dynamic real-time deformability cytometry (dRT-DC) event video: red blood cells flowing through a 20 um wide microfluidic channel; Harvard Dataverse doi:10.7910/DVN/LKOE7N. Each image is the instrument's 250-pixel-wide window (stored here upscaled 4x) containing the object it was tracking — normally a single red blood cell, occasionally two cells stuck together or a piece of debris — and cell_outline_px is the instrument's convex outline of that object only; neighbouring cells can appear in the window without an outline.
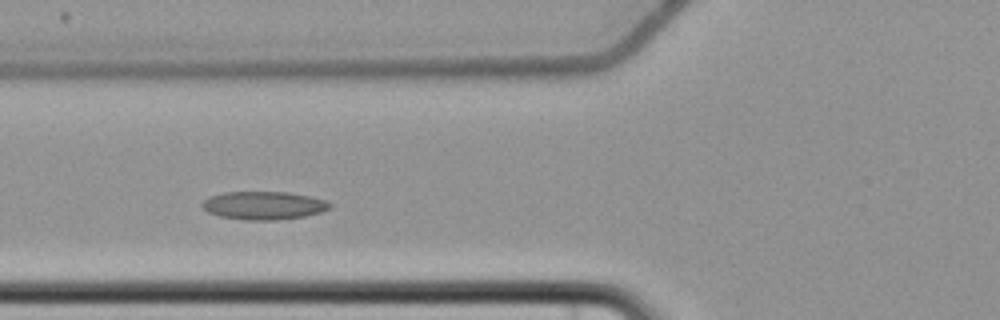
{"species": "common noctule bat (a hibernating species)", "species_latin": "Nyctalus noctula", "temperature_condition": "cold", "stored_images_in_passage": 5, "camera_frame_rate_fps": 3000, "um_per_image_px": 0.085, "animal": {"sex": "female", "body_mass_g": 22.7, "forearm_length_mm": 54.2}, "frame": {"image": 1, "passage_image": 3, "time_ms": 2.333, "image_size_px": [1000, 320], "cell_outline_px": [[332, 208], [320, 212], [304, 216], [276, 220], [248, 220], [220, 216], [208, 212], [200, 204], [208, 196], [224, 192], [288, 192], [308, 196], [324, 200], [332, 204]], "centroid_in_image_um": [22.4, 17.46], "position_along_channel_um": 103.4, "area_um2": 20.87}}
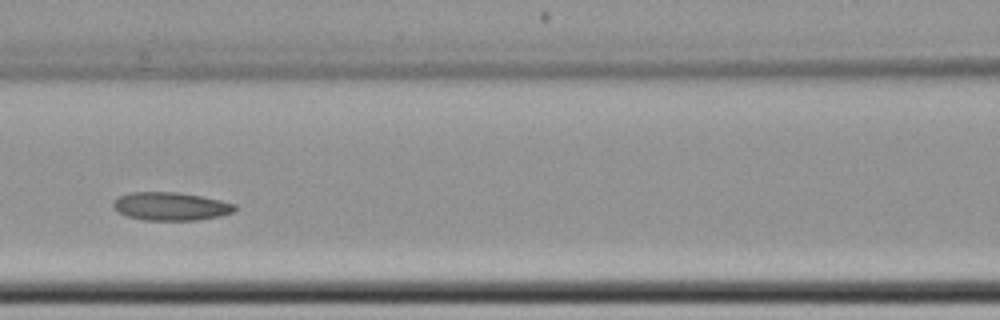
{"frame": {"image": 2, "passage_image": 4, "time_ms": 3.667, "image_size_px": [1000, 320], "cell_outline_px": [[236, 208], [232, 212], [220, 216], [196, 220], [144, 220], [128, 216], [116, 212], [112, 208], [112, 200], [128, 192], [176, 192], [200, 196], [220, 200], [236, 204]], "centroid_in_image_um": [14.46, 17.53], "position_along_channel_um": 152.1, "area_um2": 20.06}}
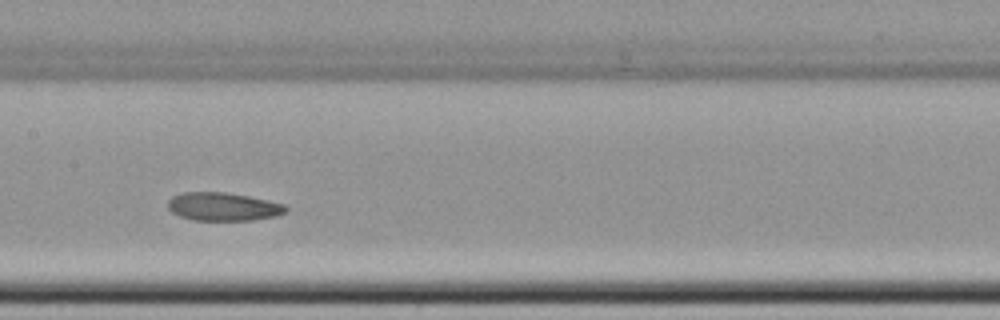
{"frame": {"image": 3, "passage_image": 5, "time_ms": 4.667, "image_size_px": [1000, 320], "cell_outline_px": [[288, 212], [276, 216], [252, 220], [192, 220], [180, 216], [172, 212], [168, 208], [168, 200], [172, 196], [184, 192], [224, 192], [248, 196], [284, 204], [288, 208]], "centroid_in_image_um": [18.97, 17.57], "position_along_channel_um": 188.4, "area_um2": 19.42}}